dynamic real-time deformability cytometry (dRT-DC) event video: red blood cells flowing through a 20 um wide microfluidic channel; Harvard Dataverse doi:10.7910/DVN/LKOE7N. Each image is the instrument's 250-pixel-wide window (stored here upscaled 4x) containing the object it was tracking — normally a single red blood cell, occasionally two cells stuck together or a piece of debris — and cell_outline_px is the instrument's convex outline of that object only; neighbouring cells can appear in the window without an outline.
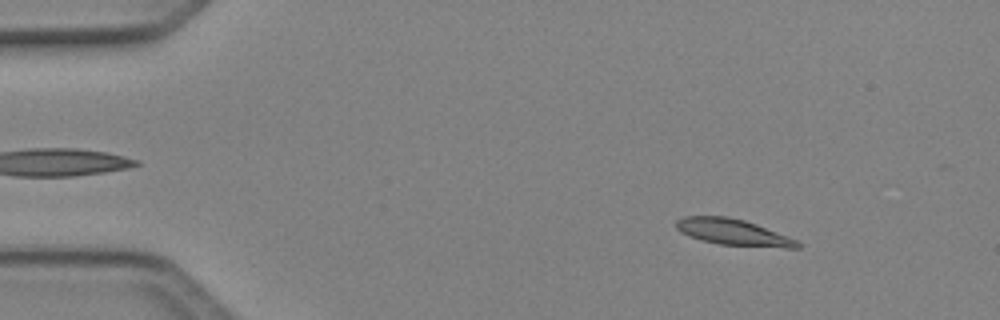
{"species": "Egyptian fruit bat (a non-hibernating species)", "species_latin": "Rousettus aegyptiacus", "temperature_condition": "cold", "stored_images_in_passage": 49, "camera_frame_rate_fps": 3000, "um_per_image_px": 0.085, "animal": {"sex": "female"}, "frame": {"image": 1, "passage_image": 6, "time_ms": 1.667, "image_size_px": [1000, 320], "cell_outline_px": [[800, 248], [784, 248], [720, 244], [704, 240], [680, 232], [676, 228], [676, 220], [684, 216], [728, 216], [744, 220], [756, 224], [796, 240], [800, 244]], "centroid_in_image_um": [62.31, 19.73], "position_along_channel_um": 22.7, "area_um2": 18.21}}
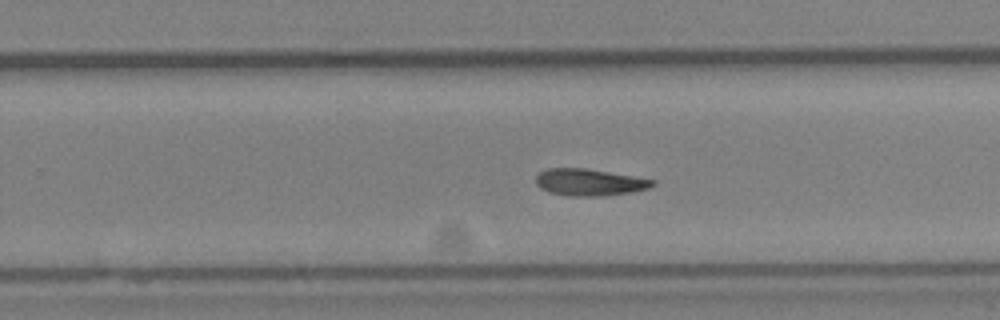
{"frame": {"image": 2, "passage_image": 31, "time_ms": 10.0, "image_size_px": [1000, 320], "cell_outline_px": [[656, 184], [648, 188], [632, 192], [604, 196], [568, 196], [548, 192], [540, 188], [536, 184], [536, 176], [540, 172], [548, 168], [584, 168], [656, 180]], "centroid_in_image_um": [50.08, 15.5], "position_along_channel_um": 279.7, "area_um2": 18.26}}
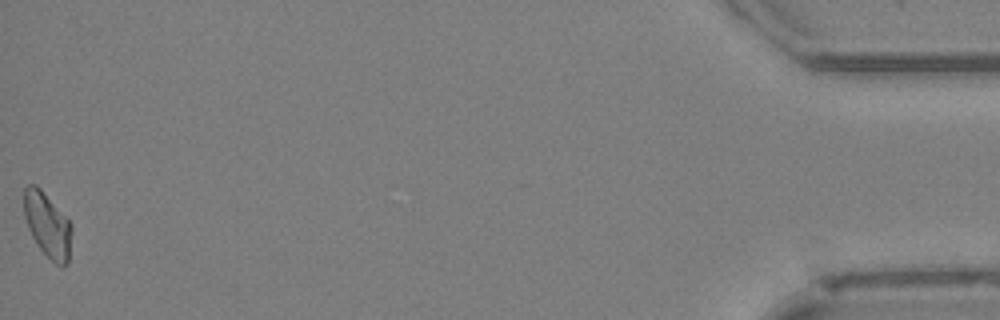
{"frame": {"image": 3, "passage_image": 49, "time_ms": 16.0, "image_size_px": [1000, 320], "cell_outline_px": [[72, 232], [68, 264], [64, 268], [60, 268], [36, 244], [28, 228], [24, 216], [24, 188], [28, 184], [36, 184], [40, 188], [72, 224]], "centroid_in_image_um": [4.05, 19.15], "position_along_channel_um": 431.2, "area_um2": 18.03}, "authors_computed_cell_mechanics": {"area_um2": 18.207, "velocity_mm_per_s": 4.116, "shape_relaxation_time_tau1_ms": 4.5878, "shape_relaxation_time_tau2_ms": null, "deformation_change_tau1": 0.1671, "deformation_change_tau2": null}}